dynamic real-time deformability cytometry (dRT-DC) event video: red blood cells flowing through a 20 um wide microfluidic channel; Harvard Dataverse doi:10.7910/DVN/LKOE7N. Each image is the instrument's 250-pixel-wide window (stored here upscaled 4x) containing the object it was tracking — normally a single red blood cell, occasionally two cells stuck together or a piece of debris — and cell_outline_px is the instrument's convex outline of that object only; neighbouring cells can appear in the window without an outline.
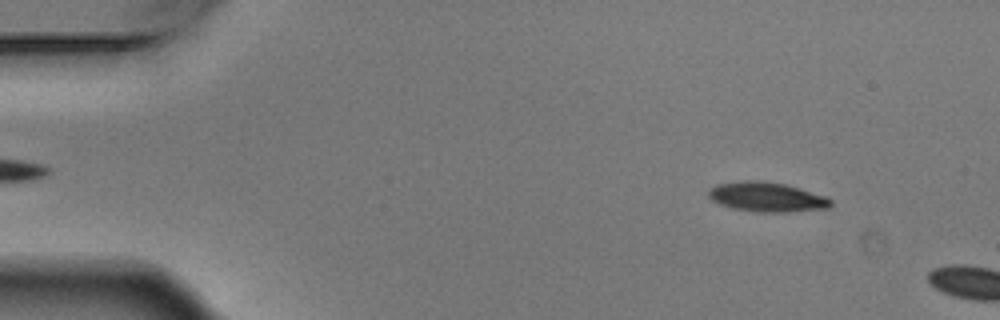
{"species": "Egyptian fruit bat (a non-hibernating species)", "species_latin": "Rousettus aegyptiacus", "temperature_condition": "warm", "stored_images_in_passage": 2, "camera_frame_rate_fps": 3000, "um_per_image_px": 0.085, "animal": {"sex": "male"}, "frame": {"image": 1, "passage_image": 1, "time_ms": 0.0, "image_size_px": [1000, 320], "cell_outline_px": [[832, 204], [828, 208], [784, 212], [760, 212], [732, 208], [720, 204], [712, 200], [708, 196], [708, 192], [716, 184], [748, 180], [760, 180], [784, 184], [824, 196], [832, 200]], "centroid_in_image_um": [65.15, 16.74], "position_along_channel_um": 19.8, "area_um2": 20.75}}